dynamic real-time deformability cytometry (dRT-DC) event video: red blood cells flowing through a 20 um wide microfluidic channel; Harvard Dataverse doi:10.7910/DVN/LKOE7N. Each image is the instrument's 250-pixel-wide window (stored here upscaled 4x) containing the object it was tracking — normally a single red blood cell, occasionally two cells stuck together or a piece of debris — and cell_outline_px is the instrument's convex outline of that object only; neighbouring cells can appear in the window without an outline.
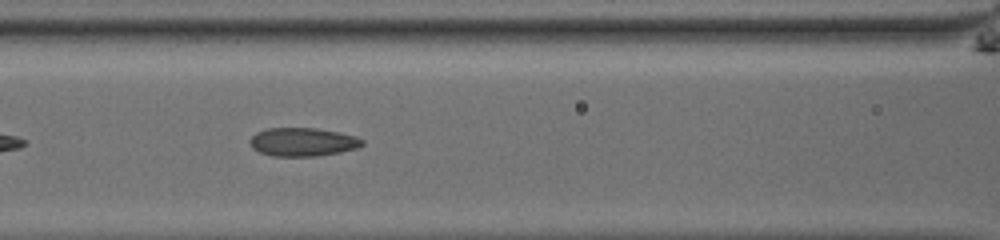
{"species": "common noctule bat (a hibernating species)", "species_latin": "Nyctalus noctula", "temperature_condition": "room temperature", "stored_images_in_passage": 14, "camera_frame_rate_fps": 3000, "um_per_image_px": 0.085, "animal": {"sex": "male", "body_mass_g": 13.0, "forearm_length_mm": 53.1}, "frame": {"image": 1, "passage_image": 8, "time_ms": 2.333, "image_size_px": [1000, 240], "cell_outline_px": [[364, 144], [356, 148], [340, 152], [316, 156], [272, 156], [260, 152], [252, 148], [248, 140], [256, 132], [268, 128], [316, 128], [340, 132], [356, 136], [364, 140]], "centroid_in_image_um": [25.73, 12.06], "position_along_channel_um": 140.9, "area_um2": 18.73}}
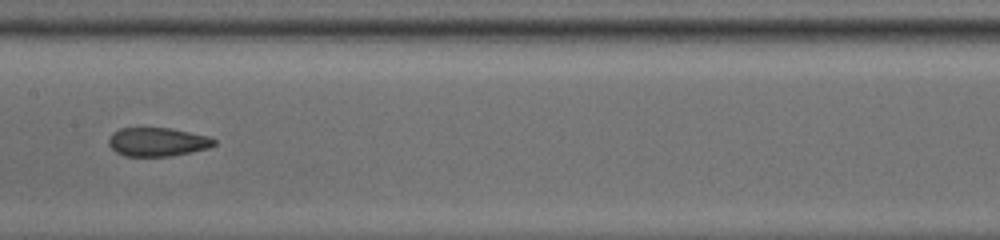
{"frame": {"image": 2, "passage_image": 12, "time_ms": 3.667, "image_size_px": [1000, 240], "cell_outline_px": [[216, 144], [208, 148], [172, 156], [124, 156], [116, 152], [108, 144], [108, 140], [112, 132], [120, 128], [172, 128], [208, 136], [216, 140]], "centroid_in_image_um": [13.37, 12.06], "position_along_channel_um": 194.0, "area_um2": 17.69}}